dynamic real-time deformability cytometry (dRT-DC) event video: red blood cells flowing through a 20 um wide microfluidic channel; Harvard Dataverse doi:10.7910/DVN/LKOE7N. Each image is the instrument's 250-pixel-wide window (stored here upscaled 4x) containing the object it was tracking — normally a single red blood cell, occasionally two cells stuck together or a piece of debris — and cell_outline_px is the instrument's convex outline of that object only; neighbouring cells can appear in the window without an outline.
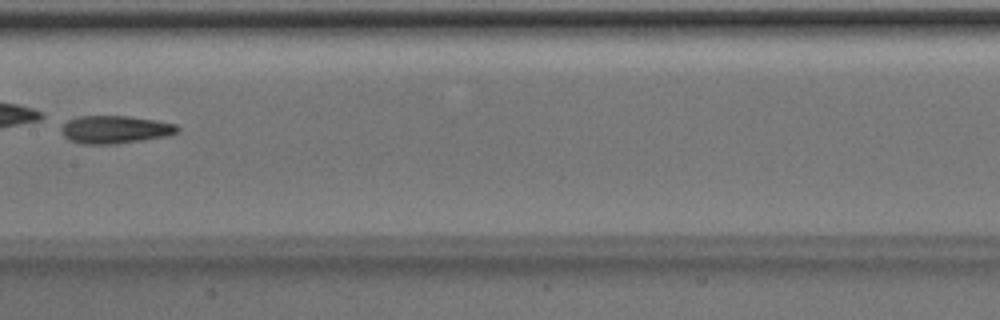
{"species": "Egyptian fruit bat (a non-hibernating species)", "species_latin": "Rousettus aegyptiacus", "temperature_condition": "room temperature", "stored_images_in_passage": 7, "camera_frame_rate_fps": 3000, "um_per_image_px": 0.085, "animal": {"sex": "male"}, "frame": {"image": 1, "passage_image": 7, "time_ms": 2.0, "image_size_px": [1000, 320], "cell_outline_px": [[180, 128], [176, 132], [168, 136], [144, 140], [116, 144], [84, 144], [68, 140], [64, 136], [60, 128], [60, 124], [76, 116], [128, 116], [156, 120], [176, 124]], "centroid_in_image_um": [9.75, 11.01], "position_along_channel_um": 197.7, "area_um2": 19.07}}